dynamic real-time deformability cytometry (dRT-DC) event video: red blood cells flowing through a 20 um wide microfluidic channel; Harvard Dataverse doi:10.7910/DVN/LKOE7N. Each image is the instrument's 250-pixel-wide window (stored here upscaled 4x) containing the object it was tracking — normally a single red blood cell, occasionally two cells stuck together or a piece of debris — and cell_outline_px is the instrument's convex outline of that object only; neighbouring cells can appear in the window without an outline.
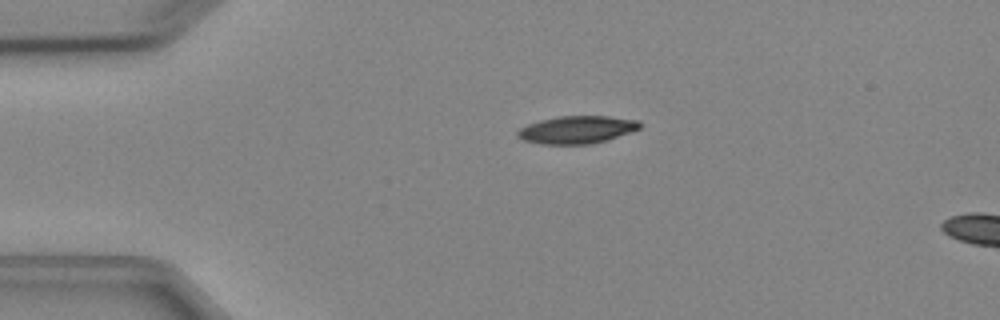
{"species": "Egyptian fruit bat (a non-hibernating species)", "species_latin": "Rousettus aegyptiacus", "temperature_condition": "cold", "stored_images_in_passage": 2, "camera_frame_rate_fps": 3000, "um_per_image_px": 0.085, "animal": {"sex": "female"}, "frame": {"image": 1, "passage_image": 1, "time_ms": 0.0, "image_size_px": [1000, 320], "cell_outline_px": [[640, 128], [632, 132], [604, 140], [588, 144], [540, 144], [524, 140], [516, 136], [516, 132], [520, 128], [528, 124], [540, 120], [560, 116], [608, 116], [640, 120]], "centroid_in_image_um": [49.02, 11.02], "position_along_channel_um": 36.0, "area_um2": 19.59}}